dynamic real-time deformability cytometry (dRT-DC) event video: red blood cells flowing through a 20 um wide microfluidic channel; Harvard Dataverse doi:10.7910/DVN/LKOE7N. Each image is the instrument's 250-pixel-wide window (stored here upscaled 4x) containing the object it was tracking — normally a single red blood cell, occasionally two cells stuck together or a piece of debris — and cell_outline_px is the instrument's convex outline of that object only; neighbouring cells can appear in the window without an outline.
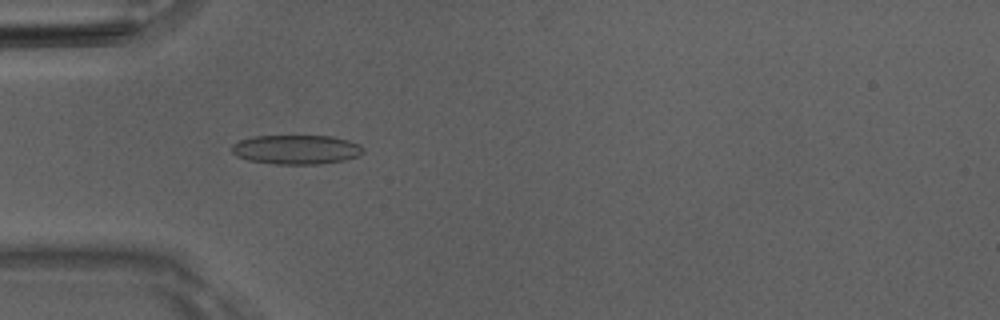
{"species": "Egyptian fruit bat (a non-hibernating species)", "species_latin": "Rousettus aegyptiacus", "temperature_condition": "room temperature", "stored_images_in_passage": 4, "camera_frame_rate_fps": 3000, "um_per_image_px": 0.085, "animal": {"sex": "male"}, "frame": {"image": 1, "passage_image": 1, "time_ms": 0.0, "image_size_px": [1000, 320], "cell_outline_px": [[364, 152], [356, 156], [344, 160], [320, 164], [276, 164], [248, 160], [236, 156], [228, 148], [232, 144], [240, 140], [252, 136], [332, 136], [348, 140], [360, 144], [364, 148]], "centroid_in_image_um": [25.15, 12.71], "position_along_channel_um": 59.8, "area_um2": 22.6}}